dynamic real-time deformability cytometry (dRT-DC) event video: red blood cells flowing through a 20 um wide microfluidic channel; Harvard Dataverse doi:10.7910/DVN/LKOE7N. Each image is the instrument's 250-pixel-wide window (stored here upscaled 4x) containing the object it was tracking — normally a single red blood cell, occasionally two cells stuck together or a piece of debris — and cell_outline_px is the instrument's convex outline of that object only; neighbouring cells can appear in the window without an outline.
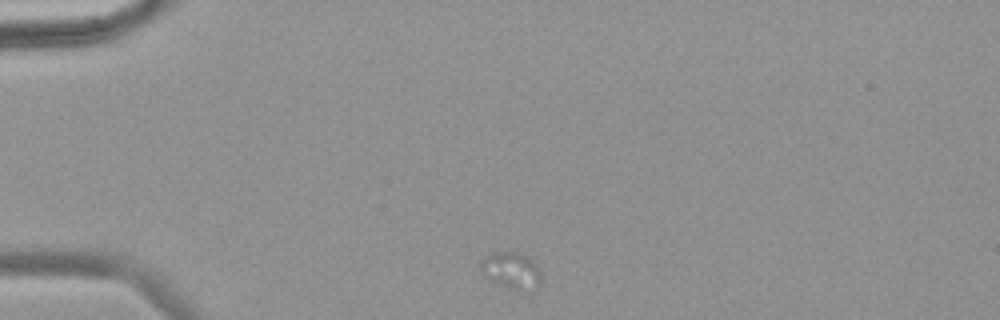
{"species": "common noctule bat (a hibernating species)", "species_latin": "Nyctalus noctula", "temperature_condition": "warm", "stored_images_in_passage": 23, "camera_frame_rate_fps": 3000, "um_per_image_px": 0.085, "animal": {"sex": "female", "body_mass_g": 18.4}, "frame": {"image": 1, "passage_image": 1, "time_ms": 0.0, "image_size_px": [1000, 320], "cell_outline_px": [[540, 284], [532, 292], [512, 288], [500, 284], [484, 276], [480, 268], [480, 264], [484, 256], [492, 252], [516, 252], [528, 256], [536, 264], [540, 272]], "centroid_in_image_um": [43.48, 22.98], "position_along_channel_um": 41.5, "area_um2": 12.89}}